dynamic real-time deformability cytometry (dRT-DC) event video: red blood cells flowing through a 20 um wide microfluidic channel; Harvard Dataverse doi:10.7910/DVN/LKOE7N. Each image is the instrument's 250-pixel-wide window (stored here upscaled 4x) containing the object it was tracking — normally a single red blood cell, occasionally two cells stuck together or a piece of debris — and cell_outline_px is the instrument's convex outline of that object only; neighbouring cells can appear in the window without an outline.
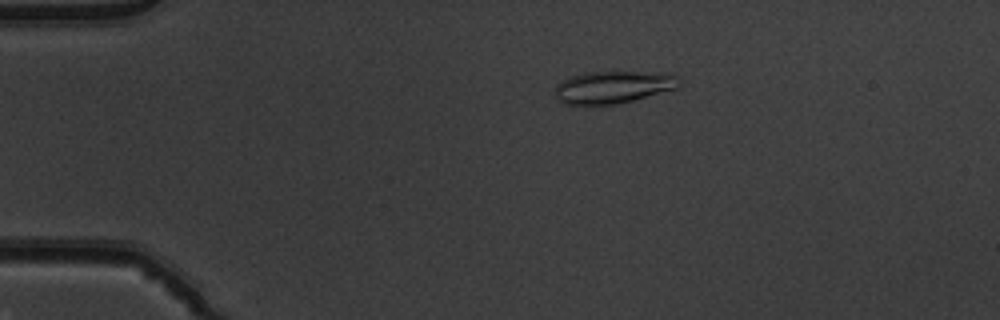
{"species": "common noctule bat (a hibernating species)", "species_latin": "Nyctalus noctula", "temperature_condition": "warm", "stored_images_in_passage": 52, "camera_frame_rate_fps": 3000, "um_per_image_px": 0.085, "animal": {"sex": "male", "body_mass_g": 19.5, "forearm_length_mm": 54.6}, "frame": {"image": 1, "passage_image": 11, "time_ms": 3.333, "image_size_px": [1000, 320], "cell_outline_px": [[680, 88], [616, 104], [588, 108], [564, 104], [556, 96], [556, 84], [572, 76], [584, 72], [636, 72], [676, 76], [680, 84]], "centroid_in_image_um": [52.03, 7.46], "position_along_channel_um": 33.0, "area_um2": 23.58}}
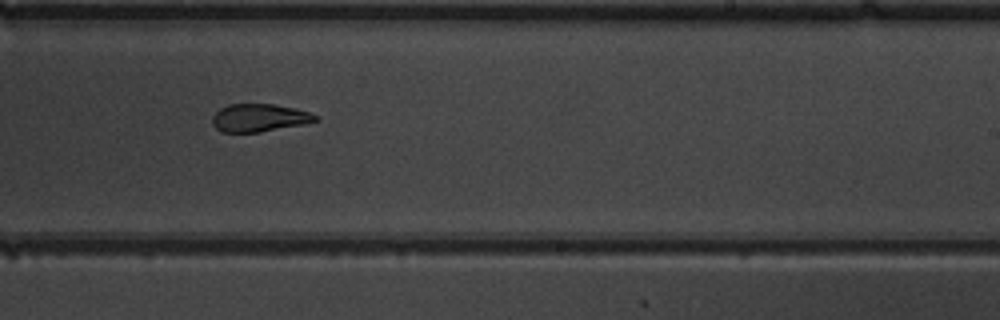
{"frame": {"image": 2, "passage_image": 33, "time_ms": 10.667, "image_size_px": [1000, 320], "cell_outline_px": [[320, 120], [304, 124], [260, 132], [220, 132], [212, 124], [212, 116], [220, 108], [228, 104], [272, 104], [296, 108], [320, 116]], "centroid_in_image_um": [22.05, 10.01], "position_along_channel_um": 267.0, "area_um2": 16.88}}
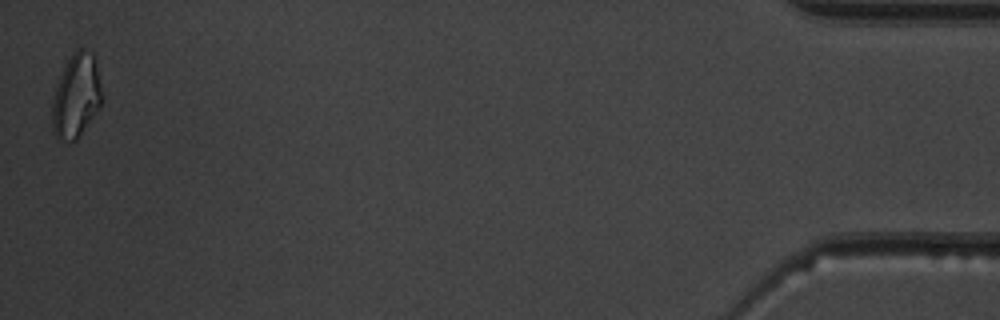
{"frame": {"image": 3, "passage_image": 52, "time_ms": 17.0, "image_size_px": [1000, 320], "cell_outline_px": [[104, 96], [96, 112], [76, 140], [56, 140], [52, 128], [52, 100], [60, 76], [72, 52], [76, 48], [80, 48], [92, 52], [96, 56]], "centroid_in_image_um": [6.51, 8.11], "position_along_channel_um": 428.7, "area_um2": 24.57}, "authors_computed_cell_mechanics": {"area_um2": 19.4786, "velocity_mm_per_s": 3.9232, "shape_relaxation_time_tau1_ms": null, "shape_relaxation_time_tau2_ms": 3.2121, "deformation_change_tau1": null, "deformation_change_tau2": 0.092}}